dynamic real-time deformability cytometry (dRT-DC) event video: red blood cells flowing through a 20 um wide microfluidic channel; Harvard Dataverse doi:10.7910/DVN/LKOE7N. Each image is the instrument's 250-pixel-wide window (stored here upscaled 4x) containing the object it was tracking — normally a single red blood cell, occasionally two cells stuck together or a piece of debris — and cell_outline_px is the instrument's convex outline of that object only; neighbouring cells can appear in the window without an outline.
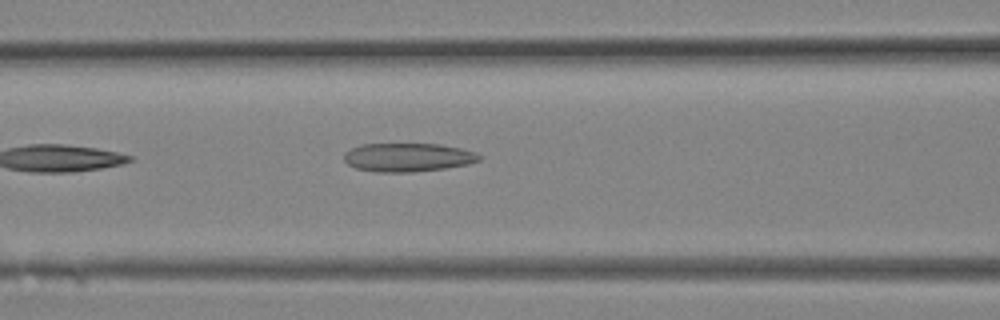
{"species": "Egyptian fruit bat (a non-hibernating species)", "species_latin": "Rousettus aegyptiacus", "temperature_condition": "room temperature", "stored_images_in_passage": 5, "camera_frame_rate_fps": 3000, "um_per_image_px": 0.085, "animal": {"sex": "female"}, "frame": {"image": 1, "passage_image": 5, "time_ms": 1.333, "image_size_px": [1000, 320], "cell_outline_px": [[484, 156], [480, 160], [468, 164], [444, 168], [412, 172], [376, 172], [356, 168], [348, 164], [344, 160], [344, 152], [360, 144], [440, 144], [460, 148], [476, 152]], "centroid_in_image_um": [34.68, 13.37], "position_along_channel_um": 131.9, "area_um2": 22.6}}